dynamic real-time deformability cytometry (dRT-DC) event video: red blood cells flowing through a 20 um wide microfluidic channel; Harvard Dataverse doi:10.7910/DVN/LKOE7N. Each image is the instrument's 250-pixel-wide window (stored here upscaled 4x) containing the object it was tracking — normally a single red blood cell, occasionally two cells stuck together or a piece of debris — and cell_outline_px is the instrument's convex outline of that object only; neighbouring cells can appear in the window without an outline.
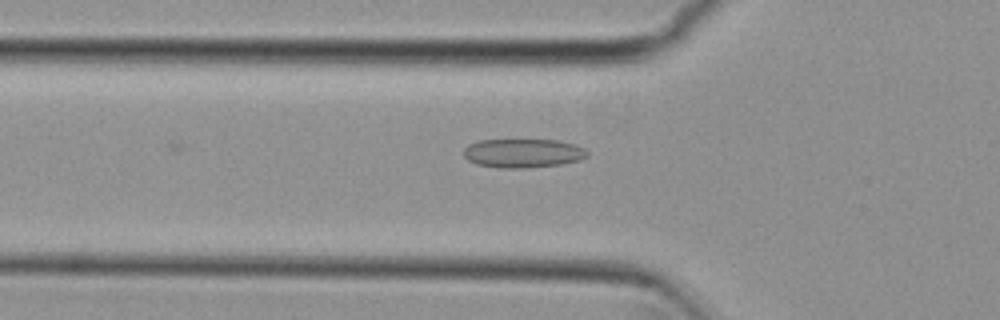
{"species": "common noctule bat (a hibernating species)", "species_latin": "Nyctalus noctula", "temperature_condition": "cold", "stored_images_in_passage": 35, "camera_frame_rate_fps": 3000, "um_per_image_px": 0.085, "animal": {"sex": "female", "body_mass_g": 29.2, "forearm_length_mm": 56.3}, "frame": {"image": 1, "passage_image": 2, "time_ms": 0.333, "image_size_px": [1000, 320], "cell_outline_px": [[588, 156], [580, 160], [560, 164], [524, 168], [500, 168], [476, 164], [468, 160], [464, 156], [464, 148], [468, 144], [476, 140], [560, 140], [576, 144], [584, 148], [588, 152]], "centroid_in_image_um": [44.45, 13.01], "position_along_channel_um": 81.3, "area_um2": 20.98}}
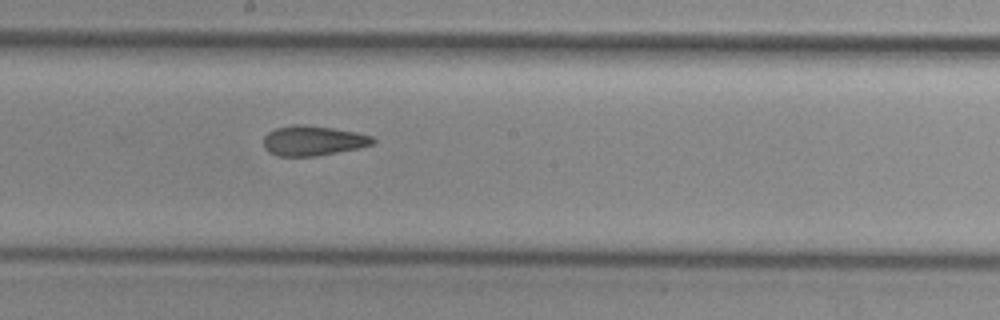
{"frame": {"image": 2, "passage_image": 13, "time_ms": 4.0, "image_size_px": [1000, 320], "cell_outline_px": [[376, 140], [372, 144], [360, 148], [316, 156], [276, 156], [268, 152], [264, 148], [264, 136], [268, 132], [276, 128], [292, 124], [304, 124], [332, 128], [356, 132], [372, 136]], "centroid_in_image_um": [26.59, 11.96], "position_along_channel_um": 221.6, "area_um2": 19.19}}
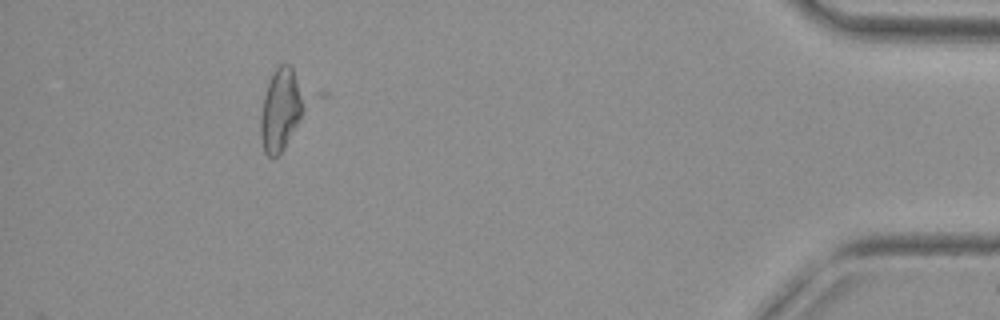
{"frame": {"image": 3, "passage_image": 33, "time_ms": 10.667, "image_size_px": [1000, 320], "cell_outline_px": [[328, 96], [284, 148], [276, 156], [268, 156], [264, 152], [260, 136], [260, 120], [264, 96], [272, 72], [280, 64], [288, 64], [328, 92]], "centroid_in_image_um": [24.42, 9.11], "position_along_channel_um": 410.8, "area_um2": 27.05}}